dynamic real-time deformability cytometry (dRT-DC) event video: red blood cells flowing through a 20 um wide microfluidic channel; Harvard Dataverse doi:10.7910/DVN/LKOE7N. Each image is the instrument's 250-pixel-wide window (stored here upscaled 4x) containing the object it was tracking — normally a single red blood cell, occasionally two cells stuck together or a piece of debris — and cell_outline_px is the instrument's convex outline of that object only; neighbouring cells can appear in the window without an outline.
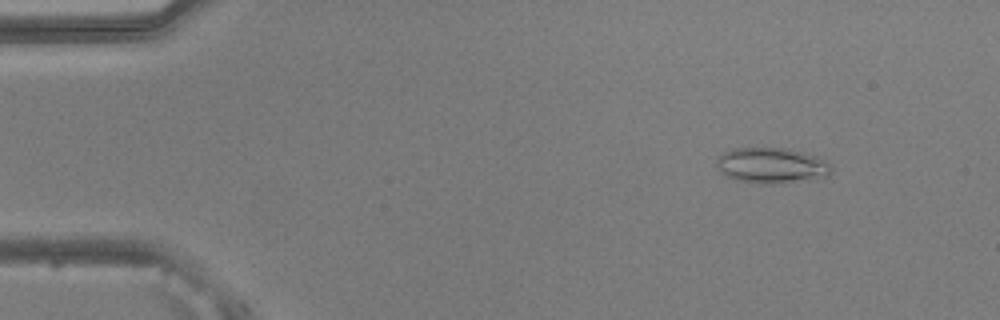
{"species": "common noctule bat (a hibernating species)", "species_latin": "Nyctalus noctula", "temperature_condition": "warm", "stored_images_in_passage": 8, "camera_frame_rate_fps": 3000, "um_per_image_px": 0.085, "animal": {"sex": "male", "body_mass_g": 20.5, "forearm_length_mm": 52.5}, "frame": {"image": 1, "passage_image": 6, "time_ms": 1.667, "image_size_px": [1000, 320], "cell_outline_px": [[832, 172], [828, 176], [816, 180], [772, 184], [760, 184], [736, 180], [720, 172], [716, 164], [716, 160], [724, 152], [736, 148], [788, 148], [816, 156], [824, 160], [832, 168]], "centroid_in_image_um": [65.62, 14.09], "position_along_channel_um": 19.4, "area_um2": 24.04}}